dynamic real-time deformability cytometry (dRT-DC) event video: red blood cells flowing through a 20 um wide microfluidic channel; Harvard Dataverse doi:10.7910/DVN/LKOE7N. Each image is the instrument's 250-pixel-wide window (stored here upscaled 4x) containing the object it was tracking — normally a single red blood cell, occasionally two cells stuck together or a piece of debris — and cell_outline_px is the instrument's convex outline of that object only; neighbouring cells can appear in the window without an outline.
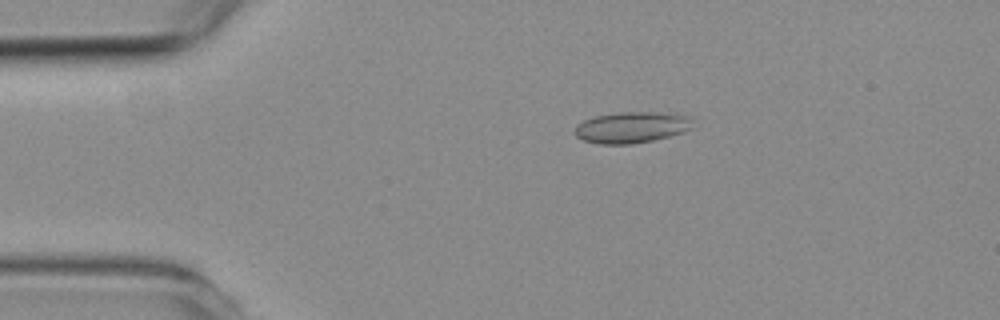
{"species": "common noctule bat (a hibernating species)", "species_latin": "Nyctalus noctula", "temperature_condition": "room temperature", "stored_images_in_passage": 2, "camera_frame_rate_fps": 3000, "um_per_image_px": 0.085, "animal": {"sex": "female", "body_mass_g": 19.3, "forearm_length_mm": 54.1}, "frame": {"image": 1, "passage_image": 1, "time_ms": 0.0, "image_size_px": [1000, 320], "cell_outline_px": [[692, 128], [684, 132], [652, 140], [632, 144], [600, 144], [584, 140], [576, 136], [572, 132], [576, 124], [592, 116], [620, 112], [660, 112], [692, 116]], "centroid_in_image_um": [53.67, 10.81], "position_along_channel_um": 31.3, "area_um2": 21.68}}